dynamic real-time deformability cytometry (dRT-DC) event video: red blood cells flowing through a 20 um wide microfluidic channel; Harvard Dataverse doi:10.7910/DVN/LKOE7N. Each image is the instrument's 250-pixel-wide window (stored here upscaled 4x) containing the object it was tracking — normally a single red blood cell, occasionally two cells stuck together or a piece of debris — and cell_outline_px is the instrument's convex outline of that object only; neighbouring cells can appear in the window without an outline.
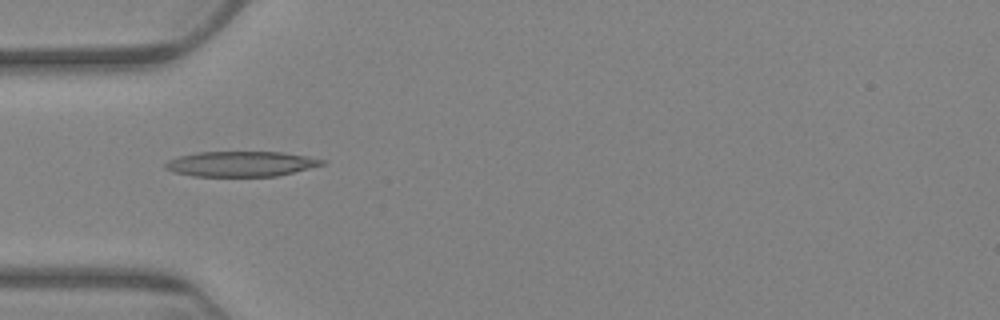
{"species": "Egyptian fruit bat (a non-hibernating species)", "species_latin": "Rousettus aegyptiacus", "temperature_condition": "warm", "stored_images_in_passage": 3, "camera_frame_rate_fps": 3000, "um_per_image_px": 0.085, "animal": {"sex": "female"}, "frame": {"image": 1, "passage_image": 2, "time_ms": 1.333, "image_size_px": [1000, 320], "cell_outline_px": [[324, 164], [276, 176], [192, 176], [172, 172], [164, 168], [164, 164], [168, 160], [180, 156], [196, 152], [280, 152], [304, 156], [324, 160]], "centroid_in_image_um": [20.39, 13.93], "position_along_channel_um": 64.6, "area_um2": 22.77}}
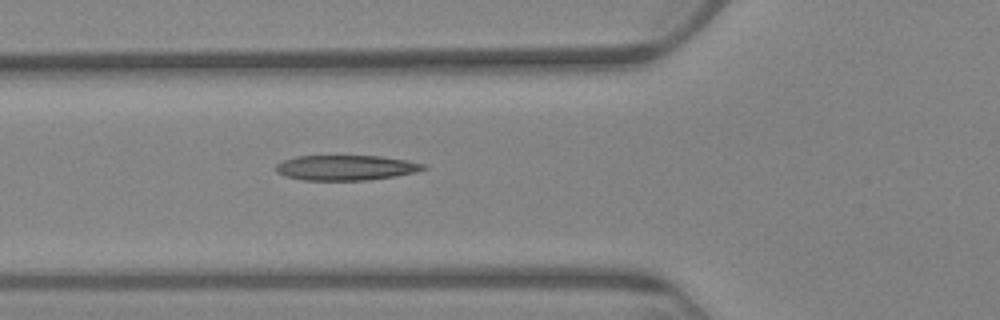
{"frame": {"image": 2, "passage_image": 3, "time_ms": 2.333, "image_size_px": [1000, 320], "cell_outline_px": [[428, 168], [416, 172], [396, 176], [368, 180], [304, 180], [284, 176], [276, 172], [276, 164], [284, 160], [296, 156], [380, 156], [408, 160], [428, 164]], "centroid_in_image_um": [29.45, 14.25], "position_along_channel_um": 96.4, "area_um2": 21.79}}